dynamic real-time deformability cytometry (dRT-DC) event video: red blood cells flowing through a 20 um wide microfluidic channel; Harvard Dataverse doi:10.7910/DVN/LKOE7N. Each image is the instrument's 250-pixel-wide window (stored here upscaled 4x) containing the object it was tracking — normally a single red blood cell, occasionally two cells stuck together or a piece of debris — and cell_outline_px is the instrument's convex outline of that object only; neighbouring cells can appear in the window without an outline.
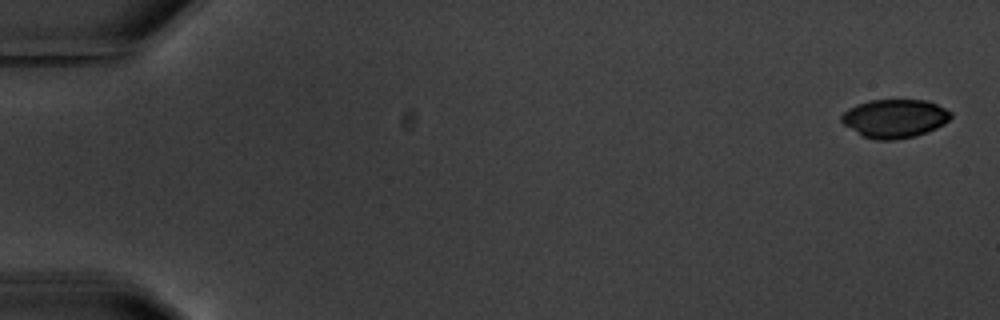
{"species": "common noctule bat (a hibernating species)", "species_latin": "Nyctalus noctula", "temperature_condition": "warm", "stored_images_in_passage": 6, "segment_of_instrument_passage": [1, 2], "camera_frame_rate_fps": 3000, "um_per_image_px": 0.085, "animal": {"sex": "male", "body_mass_g": 20.1, "forearm_length_mm": 53.5}, "frame": {"image": 1, "passage_image": 1, "time_ms": 0.0, "image_size_px": [1000, 320], "cell_outline_px": [[952, 116], [944, 124], [936, 128], [912, 136], [896, 140], [876, 140], [864, 136], [844, 124], [840, 120], [840, 116], [848, 108], [856, 104], [868, 100], [924, 100], [936, 104], [952, 112]], "centroid_in_image_um": [76.03, 10.06], "position_along_channel_um": 9.0, "area_um2": 24.33}}
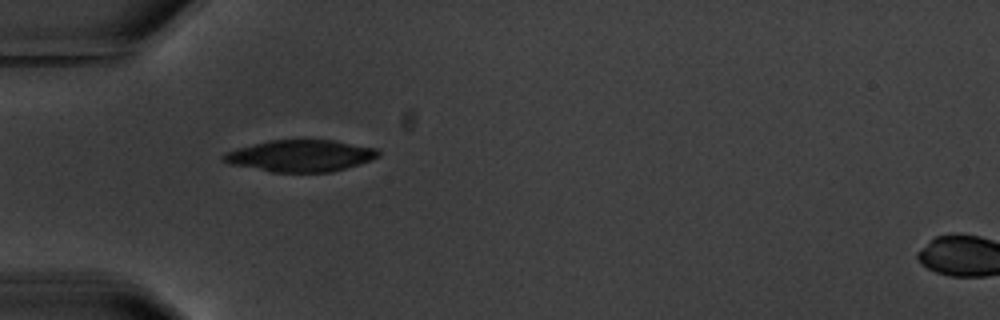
{"frame": {"image": 2, "passage_image": 5, "time_ms": 5.667, "image_size_px": [1000, 320], "cell_outline_px": [[380, 156], [372, 160], [360, 164], [332, 172], [272, 172], [228, 164], [220, 160], [220, 156], [224, 152], [236, 148], [252, 144], [272, 140], [332, 140], [376, 148], [380, 152]], "centroid_in_image_um": [25.5, 13.25], "position_along_channel_um": 59.5, "area_um2": 28.84}}